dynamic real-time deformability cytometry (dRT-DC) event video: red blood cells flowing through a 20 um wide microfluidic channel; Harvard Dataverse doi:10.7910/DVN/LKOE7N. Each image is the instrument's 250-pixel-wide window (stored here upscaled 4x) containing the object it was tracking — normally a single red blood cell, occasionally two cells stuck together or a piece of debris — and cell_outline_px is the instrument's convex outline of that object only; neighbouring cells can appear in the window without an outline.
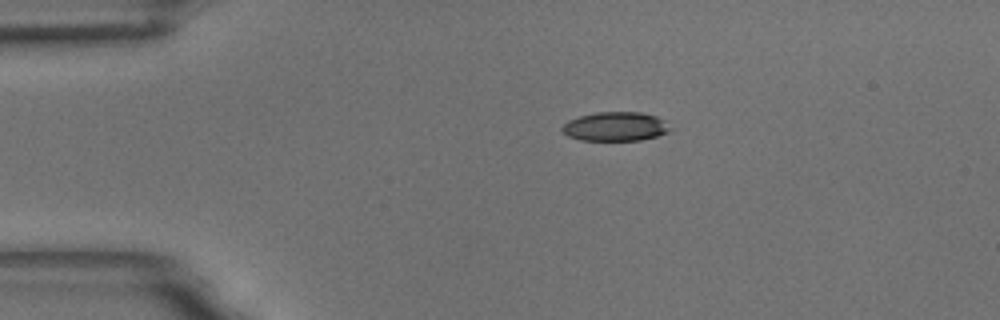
{"species": "common noctule bat (a hibernating species)", "species_latin": "Nyctalus noctula", "temperature_condition": "room temperature", "stored_images_in_passage": 2, "camera_frame_rate_fps": 3000, "um_per_image_px": 0.085, "animal": {"sex": "male", "body_mass_g": 18.8}, "frame": {"image": 1, "passage_image": 2, "time_ms": 0.333, "image_size_px": [1000, 320], "cell_outline_px": [[672, 128], [668, 132], [656, 136], [640, 140], [580, 140], [568, 136], [560, 128], [568, 120], [580, 116], [596, 112], [640, 112], [656, 116]], "centroid_in_image_um": [52.29, 10.75], "position_along_channel_um": 32.7, "area_um2": 18.15}}